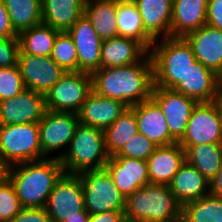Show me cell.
I'll list each match as a JSON object with an SVG mask.
<instances>
[{"mask_svg": "<svg viewBox=\"0 0 222 222\" xmlns=\"http://www.w3.org/2000/svg\"><path fill=\"white\" fill-rule=\"evenodd\" d=\"M153 87V63L149 53L136 64L100 68L92 74L94 92L120 100L128 107L149 100Z\"/></svg>", "mask_w": 222, "mask_h": 222, "instance_id": "6da1fadb", "label": "cell"}, {"mask_svg": "<svg viewBox=\"0 0 222 222\" xmlns=\"http://www.w3.org/2000/svg\"><path fill=\"white\" fill-rule=\"evenodd\" d=\"M63 173L60 159L50 157L11 166L9 180L22 207L45 208L55 182Z\"/></svg>", "mask_w": 222, "mask_h": 222, "instance_id": "7a4b0ae2", "label": "cell"}, {"mask_svg": "<svg viewBox=\"0 0 222 222\" xmlns=\"http://www.w3.org/2000/svg\"><path fill=\"white\" fill-rule=\"evenodd\" d=\"M183 206L169 185L148 184L126 199V222H165L182 218Z\"/></svg>", "mask_w": 222, "mask_h": 222, "instance_id": "3957f363", "label": "cell"}, {"mask_svg": "<svg viewBox=\"0 0 222 222\" xmlns=\"http://www.w3.org/2000/svg\"><path fill=\"white\" fill-rule=\"evenodd\" d=\"M153 63L154 86L174 89L196 61L183 37L155 41L149 51Z\"/></svg>", "mask_w": 222, "mask_h": 222, "instance_id": "277c9868", "label": "cell"}, {"mask_svg": "<svg viewBox=\"0 0 222 222\" xmlns=\"http://www.w3.org/2000/svg\"><path fill=\"white\" fill-rule=\"evenodd\" d=\"M109 155L105 147L104 130L79 124L60 162L66 174L104 169Z\"/></svg>", "mask_w": 222, "mask_h": 222, "instance_id": "5b68a950", "label": "cell"}, {"mask_svg": "<svg viewBox=\"0 0 222 222\" xmlns=\"http://www.w3.org/2000/svg\"><path fill=\"white\" fill-rule=\"evenodd\" d=\"M0 152L11 166L45 159L38 123L0 125Z\"/></svg>", "mask_w": 222, "mask_h": 222, "instance_id": "8992f818", "label": "cell"}, {"mask_svg": "<svg viewBox=\"0 0 222 222\" xmlns=\"http://www.w3.org/2000/svg\"><path fill=\"white\" fill-rule=\"evenodd\" d=\"M83 188L85 210L89 214L125 211L126 199L105 169L78 174Z\"/></svg>", "mask_w": 222, "mask_h": 222, "instance_id": "52a82bcc", "label": "cell"}, {"mask_svg": "<svg viewBox=\"0 0 222 222\" xmlns=\"http://www.w3.org/2000/svg\"><path fill=\"white\" fill-rule=\"evenodd\" d=\"M92 90L91 74L65 72L45 95L46 110L78 113Z\"/></svg>", "mask_w": 222, "mask_h": 222, "instance_id": "ba28073f", "label": "cell"}, {"mask_svg": "<svg viewBox=\"0 0 222 222\" xmlns=\"http://www.w3.org/2000/svg\"><path fill=\"white\" fill-rule=\"evenodd\" d=\"M178 143L185 151L195 145L222 144L219 99L196 103L185 134Z\"/></svg>", "mask_w": 222, "mask_h": 222, "instance_id": "9c48e42d", "label": "cell"}, {"mask_svg": "<svg viewBox=\"0 0 222 222\" xmlns=\"http://www.w3.org/2000/svg\"><path fill=\"white\" fill-rule=\"evenodd\" d=\"M78 124L77 113L46 110L38 123L42 154L50 158V155L56 152L51 158L61 159L70 145Z\"/></svg>", "mask_w": 222, "mask_h": 222, "instance_id": "30bf717a", "label": "cell"}, {"mask_svg": "<svg viewBox=\"0 0 222 222\" xmlns=\"http://www.w3.org/2000/svg\"><path fill=\"white\" fill-rule=\"evenodd\" d=\"M45 209L53 222H64L79 216V212H87L80 176L63 173L55 182Z\"/></svg>", "mask_w": 222, "mask_h": 222, "instance_id": "8fae6325", "label": "cell"}, {"mask_svg": "<svg viewBox=\"0 0 222 222\" xmlns=\"http://www.w3.org/2000/svg\"><path fill=\"white\" fill-rule=\"evenodd\" d=\"M151 99L165 116L170 136L178 143L184 136L196 101L173 89L154 86Z\"/></svg>", "mask_w": 222, "mask_h": 222, "instance_id": "7c38bea8", "label": "cell"}, {"mask_svg": "<svg viewBox=\"0 0 222 222\" xmlns=\"http://www.w3.org/2000/svg\"><path fill=\"white\" fill-rule=\"evenodd\" d=\"M25 89L46 95L65 71L51 56L19 53L18 62Z\"/></svg>", "mask_w": 222, "mask_h": 222, "instance_id": "4fadbf2b", "label": "cell"}, {"mask_svg": "<svg viewBox=\"0 0 222 222\" xmlns=\"http://www.w3.org/2000/svg\"><path fill=\"white\" fill-rule=\"evenodd\" d=\"M46 112L45 95L25 89L0 101V125L39 123Z\"/></svg>", "mask_w": 222, "mask_h": 222, "instance_id": "5bb4252c", "label": "cell"}, {"mask_svg": "<svg viewBox=\"0 0 222 222\" xmlns=\"http://www.w3.org/2000/svg\"><path fill=\"white\" fill-rule=\"evenodd\" d=\"M78 56V71L93 74L100 69L103 40L98 36L89 19L83 14L68 31Z\"/></svg>", "mask_w": 222, "mask_h": 222, "instance_id": "9a60e30c", "label": "cell"}, {"mask_svg": "<svg viewBox=\"0 0 222 222\" xmlns=\"http://www.w3.org/2000/svg\"><path fill=\"white\" fill-rule=\"evenodd\" d=\"M104 169L127 199L137 189L150 184L147 162L129 157H109Z\"/></svg>", "mask_w": 222, "mask_h": 222, "instance_id": "2e32d148", "label": "cell"}, {"mask_svg": "<svg viewBox=\"0 0 222 222\" xmlns=\"http://www.w3.org/2000/svg\"><path fill=\"white\" fill-rule=\"evenodd\" d=\"M183 38L190 45L196 60L218 75L222 69V30L204 24Z\"/></svg>", "mask_w": 222, "mask_h": 222, "instance_id": "e0dca14e", "label": "cell"}, {"mask_svg": "<svg viewBox=\"0 0 222 222\" xmlns=\"http://www.w3.org/2000/svg\"><path fill=\"white\" fill-rule=\"evenodd\" d=\"M199 102H211L221 97L217 75L196 60L185 77L173 89Z\"/></svg>", "mask_w": 222, "mask_h": 222, "instance_id": "ac0fdd59", "label": "cell"}, {"mask_svg": "<svg viewBox=\"0 0 222 222\" xmlns=\"http://www.w3.org/2000/svg\"><path fill=\"white\" fill-rule=\"evenodd\" d=\"M127 108L122 101L100 96L92 90L77 114L81 124L105 130Z\"/></svg>", "mask_w": 222, "mask_h": 222, "instance_id": "d6986e66", "label": "cell"}, {"mask_svg": "<svg viewBox=\"0 0 222 222\" xmlns=\"http://www.w3.org/2000/svg\"><path fill=\"white\" fill-rule=\"evenodd\" d=\"M130 108L135 112L139 133L150 139L156 146L177 143L170 136L167 120L160 107L151 98Z\"/></svg>", "mask_w": 222, "mask_h": 222, "instance_id": "ffe728a7", "label": "cell"}, {"mask_svg": "<svg viewBox=\"0 0 222 222\" xmlns=\"http://www.w3.org/2000/svg\"><path fill=\"white\" fill-rule=\"evenodd\" d=\"M185 161V150L179 143L157 147L146 161L150 184L169 185Z\"/></svg>", "mask_w": 222, "mask_h": 222, "instance_id": "44dd1931", "label": "cell"}, {"mask_svg": "<svg viewBox=\"0 0 222 222\" xmlns=\"http://www.w3.org/2000/svg\"><path fill=\"white\" fill-rule=\"evenodd\" d=\"M146 33L154 40L171 37L173 0H135Z\"/></svg>", "mask_w": 222, "mask_h": 222, "instance_id": "7402d4cb", "label": "cell"}, {"mask_svg": "<svg viewBox=\"0 0 222 222\" xmlns=\"http://www.w3.org/2000/svg\"><path fill=\"white\" fill-rule=\"evenodd\" d=\"M149 51L138 41L115 37L103 40L100 68L121 67L140 62Z\"/></svg>", "mask_w": 222, "mask_h": 222, "instance_id": "603a6c76", "label": "cell"}, {"mask_svg": "<svg viewBox=\"0 0 222 222\" xmlns=\"http://www.w3.org/2000/svg\"><path fill=\"white\" fill-rule=\"evenodd\" d=\"M169 186L182 206L210 194L209 181L187 161L181 165Z\"/></svg>", "mask_w": 222, "mask_h": 222, "instance_id": "cb8c5ba5", "label": "cell"}, {"mask_svg": "<svg viewBox=\"0 0 222 222\" xmlns=\"http://www.w3.org/2000/svg\"><path fill=\"white\" fill-rule=\"evenodd\" d=\"M208 0H173L171 37H184L206 24Z\"/></svg>", "mask_w": 222, "mask_h": 222, "instance_id": "d4e9b609", "label": "cell"}, {"mask_svg": "<svg viewBox=\"0 0 222 222\" xmlns=\"http://www.w3.org/2000/svg\"><path fill=\"white\" fill-rule=\"evenodd\" d=\"M85 0H41L42 23L68 32L84 14Z\"/></svg>", "mask_w": 222, "mask_h": 222, "instance_id": "484cf974", "label": "cell"}, {"mask_svg": "<svg viewBox=\"0 0 222 222\" xmlns=\"http://www.w3.org/2000/svg\"><path fill=\"white\" fill-rule=\"evenodd\" d=\"M116 0H85L84 15L102 40L118 37Z\"/></svg>", "mask_w": 222, "mask_h": 222, "instance_id": "4316f807", "label": "cell"}, {"mask_svg": "<svg viewBox=\"0 0 222 222\" xmlns=\"http://www.w3.org/2000/svg\"><path fill=\"white\" fill-rule=\"evenodd\" d=\"M116 21L118 37L134 39L150 51L155 41L146 33L138 7L134 2H118Z\"/></svg>", "mask_w": 222, "mask_h": 222, "instance_id": "83f0119b", "label": "cell"}, {"mask_svg": "<svg viewBox=\"0 0 222 222\" xmlns=\"http://www.w3.org/2000/svg\"><path fill=\"white\" fill-rule=\"evenodd\" d=\"M58 33L59 31L44 23L20 32L18 34L19 53L51 56Z\"/></svg>", "mask_w": 222, "mask_h": 222, "instance_id": "f1b7e54d", "label": "cell"}, {"mask_svg": "<svg viewBox=\"0 0 222 222\" xmlns=\"http://www.w3.org/2000/svg\"><path fill=\"white\" fill-rule=\"evenodd\" d=\"M139 133L135 112L128 107L120 117L104 130L105 147L108 155H116L123 146Z\"/></svg>", "mask_w": 222, "mask_h": 222, "instance_id": "f546056e", "label": "cell"}, {"mask_svg": "<svg viewBox=\"0 0 222 222\" xmlns=\"http://www.w3.org/2000/svg\"><path fill=\"white\" fill-rule=\"evenodd\" d=\"M14 31L20 32L42 23L41 0H3Z\"/></svg>", "mask_w": 222, "mask_h": 222, "instance_id": "4dcf8cb0", "label": "cell"}, {"mask_svg": "<svg viewBox=\"0 0 222 222\" xmlns=\"http://www.w3.org/2000/svg\"><path fill=\"white\" fill-rule=\"evenodd\" d=\"M185 159L210 181L221 167L222 144L190 146L185 151Z\"/></svg>", "mask_w": 222, "mask_h": 222, "instance_id": "1f68e13d", "label": "cell"}, {"mask_svg": "<svg viewBox=\"0 0 222 222\" xmlns=\"http://www.w3.org/2000/svg\"><path fill=\"white\" fill-rule=\"evenodd\" d=\"M183 222H222V198L206 195L183 206Z\"/></svg>", "mask_w": 222, "mask_h": 222, "instance_id": "d6a6232c", "label": "cell"}, {"mask_svg": "<svg viewBox=\"0 0 222 222\" xmlns=\"http://www.w3.org/2000/svg\"><path fill=\"white\" fill-rule=\"evenodd\" d=\"M51 58L65 72L78 71V56L76 47L68 32H59L57 34Z\"/></svg>", "mask_w": 222, "mask_h": 222, "instance_id": "836d02e7", "label": "cell"}, {"mask_svg": "<svg viewBox=\"0 0 222 222\" xmlns=\"http://www.w3.org/2000/svg\"><path fill=\"white\" fill-rule=\"evenodd\" d=\"M22 205L9 178L0 183V222H11Z\"/></svg>", "mask_w": 222, "mask_h": 222, "instance_id": "e575fe53", "label": "cell"}, {"mask_svg": "<svg viewBox=\"0 0 222 222\" xmlns=\"http://www.w3.org/2000/svg\"><path fill=\"white\" fill-rule=\"evenodd\" d=\"M25 90L18 65L0 68V101L13 98Z\"/></svg>", "mask_w": 222, "mask_h": 222, "instance_id": "d590c367", "label": "cell"}, {"mask_svg": "<svg viewBox=\"0 0 222 222\" xmlns=\"http://www.w3.org/2000/svg\"><path fill=\"white\" fill-rule=\"evenodd\" d=\"M157 147L158 146H156L146 136L141 133H137L116 155L111 157H129L147 161Z\"/></svg>", "mask_w": 222, "mask_h": 222, "instance_id": "8d00e7d4", "label": "cell"}, {"mask_svg": "<svg viewBox=\"0 0 222 222\" xmlns=\"http://www.w3.org/2000/svg\"><path fill=\"white\" fill-rule=\"evenodd\" d=\"M19 51L18 37H0V68L17 65Z\"/></svg>", "mask_w": 222, "mask_h": 222, "instance_id": "74e56055", "label": "cell"}, {"mask_svg": "<svg viewBox=\"0 0 222 222\" xmlns=\"http://www.w3.org/2000/svg\"><path fill=\"white\" fill-rule=\"evenodd\" d=\"M11 222H53L45 208H26L11 220Z\"/></svg>", "mask_w": 222, "mask_h": 222, "instance_id": "f35d334b", "label": "cell"}, {"mask_svg": "<svg viewBox=\"0 0 222 222\" xmlns=\"http://www.w3.org/2000/svg\"><path fill=\"white\" fill-rule=\"evenodd\" d=\"M206 24L222 30V0H208Z\"/></svg>", "mask_w": 222, "mask_h": 222, "instance_id": "ab89813d", "label": "cell"}, {"mask_svg": "<svg viewBox=\"0 0 222 222\" xmlns=\"http://www.w3.org/2000/svg\"><path fill=\"white\" fill-rule=\"evenodd\" d=\"M0 37L3 39L18 37V34L11 25L9 14L3 0H0Z\"/></svg>", "mask_w": 222, "mask_h": 222, "instance_id": "60d3db41", "label": "cell"}, {"mask_svg": "<svg viewBox=\"0 0 222 222\" xmlns=\"http://www.w3.org/2000/svg\"><path fill=\"white\" fill-rule=\"evenodd\" d=\"M89 222H126L125 211H107L90 214Z\"/></svg>", "mask_w": 222, "mask_h": 222, "instance_id": "b9f144b4", "label": "cell"}, {"mask_svg": "<svg viewBox=\"0 0 222 222\" xmlns=\"http://www.w3.org/2000/svg\"><path fill=\"white\" fill-rule=\"evenodd\" d=\"M210 195L222 198V163L215 176L209 181Z\"/></svg>", "mask_w": 222, "mask_h": 222, "instance_id": "7bdbcfd3", "label": "cell"}, {"mask_svg": "<svg viewBox=\"0 0 222 222\" xmlns=\"http://www.w3.org/2000/svg\"><path fill=\"white\" fill-rule=\"evenodd\" d=\"M10 168L11 165L0 152V183L5 182L9 178Z\"/></svg>", "mask_w": 222, "mask_h": 222, "instance_id": "ee69618b", "label": "cell"}, {"mask_svg": "<svg viewBox=\"0 0 222 222\" xmlns=\"http://www.w3.org/2000/svg\"><path fill=\"white\" fill-rule=\"evenodd\" d=\"M90 214L88 212H79V216L69 218L64 222H89Z\"/></svg>", "mask_w": 222, "mask_h": 222, "instance_id": "f6af8a7d", "label": "cell"}, {"mask_svg": "<svg viewBox=\"0 0 222 222\" xmlns=\"http://www.w3.org/2000/svg\"><path fill=\"white\" fill-rule=\"evenodd\" d=\"M217 81H218V88H219L220 94L222 96V69L217 75Z\"/></svg>", "mask_w": 222, "mask_h": 222, "instance_id": "bcb514c9", "label": "cell"}, {"mask_svg": "<svg viewBox=\"0 0 222 222\" xmlns=\"http://www.w3.org/2000/svg\"><path fill=\"white\" fill-rule=\"evenodd\" d=\"M219 114H220L221 132H222V96L219 98Z\"/></svg>", "mask_w": 222, "mask_h": 222, "instance_id": "7dc6e473", "label": "cell"}, {"mask_svg": "<svg viewBox=\"0 0 222 222\" xmlns=\"http://www.w3.org/2000/svg\"><path fill=\"white\" fill-rule=\"evenodd\" d=\"M165 222H183V219H172L170 221H165Z\"/></svg>", "mask_w": 222, "mask_h": 222, "instance_id": "c3c4849f", "label": "cell"}, {"mask_svg": "<svg viewBox=\"0 0 222 222\" xmlns=\"http://www.w3.org/2000/svg\"><path fill=\"white\" fill-rule=\"evenodd\" d=\"M117 2H134L135 0H116Z\"/></svg>", "mask_w": 222, "mask_h": 222, "instance_id": "681fc988", "label": "cell"}]
</instances>
